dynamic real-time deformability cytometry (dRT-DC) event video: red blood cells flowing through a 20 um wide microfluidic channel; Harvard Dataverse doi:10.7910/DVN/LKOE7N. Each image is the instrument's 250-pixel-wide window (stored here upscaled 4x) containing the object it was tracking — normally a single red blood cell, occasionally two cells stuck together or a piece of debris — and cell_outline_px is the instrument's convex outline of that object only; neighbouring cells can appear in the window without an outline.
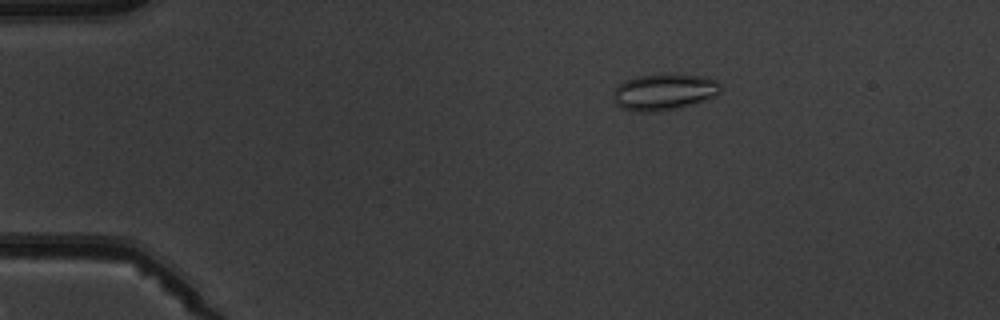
{"species": "common noctule bat (a hibernating species)", "species_latin": "Nyctalus noctula", "temperature_condition": "warm", "stored_images_in_passage": 4, "camera_frame_rate_fps": 3000, "um_per_image_px": 0.085, "animal": {"sex": "male", "body_mass_g": 19.5, "forearm_length_mm": 54.6}, "frame": {"image": 1, "passage_image": 3, "time_ms": 2.333, "image_size_px": [1000, 320], "cell_outline_px": [[720, 92], [712, 96], [676, 108], [652, 112], [636, 112], [620, 108], [616, 104], [612, 96], [612, 92], [616, 84], [624, 80], [640, 76], [704, 76], [716, 80], [720, 84]], "centroid_in_image_um": [56.33, 7.84], "position_along_channel_um": 28.7, "area_um2": 22.08}}